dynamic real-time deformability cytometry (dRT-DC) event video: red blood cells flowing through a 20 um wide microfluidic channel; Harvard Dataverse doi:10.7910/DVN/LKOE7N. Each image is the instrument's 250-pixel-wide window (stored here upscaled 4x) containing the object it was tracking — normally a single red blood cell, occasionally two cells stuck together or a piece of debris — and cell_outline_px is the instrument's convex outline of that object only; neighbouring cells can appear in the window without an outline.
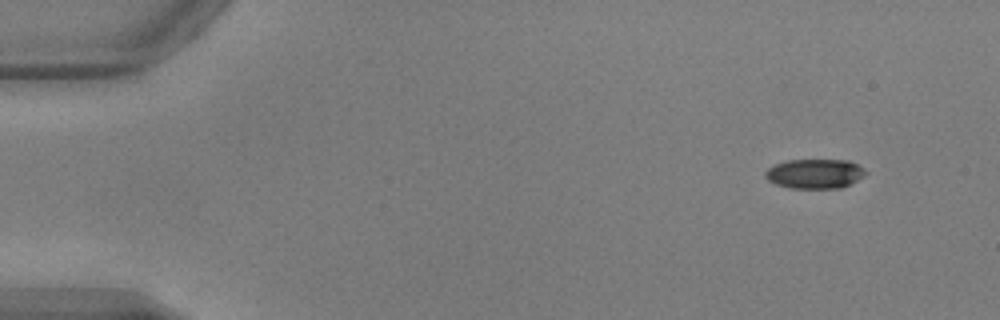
{"species": "common noctule bat (a hibernating species)", "species_latin": "Nyctalus noctula", "temperature_condition": "warm", "stored_images_in_passage": 49, "camera_frame_rate_fps": 3000, "um_per_image_px": 0.085, "animal": {"sex": "male", "body_mass_g": 17.9, "forearm_length_mm": 54.2}, "frame": {"image": 1, "passage_image": 1, "time_ms": 0.0, "image_size_px": [1000, 320], "cell_outline_px": [[868, 172], [864, 176], [840, 188], [792, 188], [776, 184], [768, 180], [764, 176], [764, 172], [772, 164], [788, 160], [848, 160], [864, 168]], "centroid_in_image_um": [69.23, 14.75], "position_along_channel_um": 15.8, "area_um2": 17.28}}
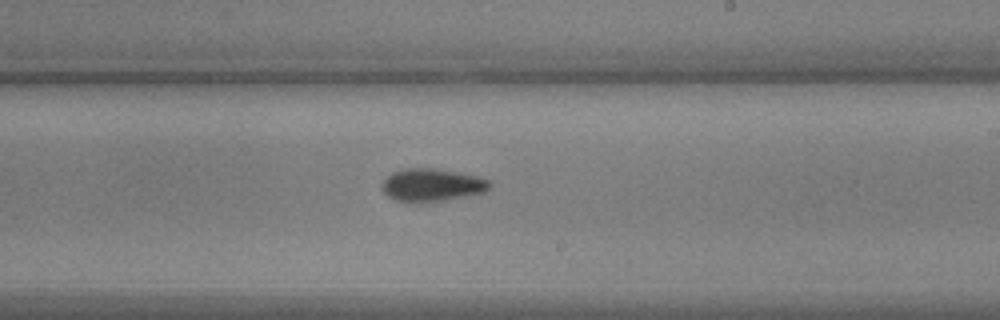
{"frame": {"image": 2, "passage_image": 28, "time_ms": 9.0, "image_size_px": [1000, 320], "cell_outline_px": [[492, 188], [484, 192], [444, 200], [420, 204], [416, 204], [396, 200], [388, 196], [380, 188], [380, 184], [392, 172], [404, 168], [432, 168], [456, 172], [476, 176], [488, 180], [492, 184]], "centroid_in_image_um": [36.67, 15.74], "position_along_channel_um": 252.3, "area_um2": 20.81}}
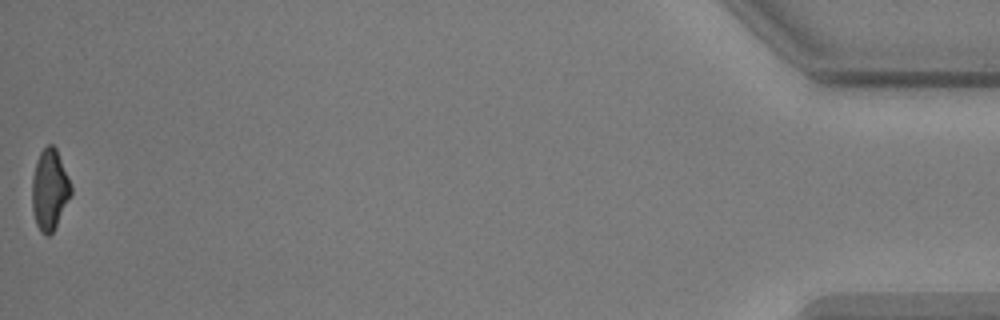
{"frame": {"image": 3, "passage_image": 49, "time_ms": 16.0, "image_size_px": [1000, 320], "cell_outline_px": [[72, 192], [52, 232], [48, 236], [44, 236], [40, 232], [36, 224], [32, 208], [32, 176], [36, 160], [40, 152], [48, 144], [52, 144], [56, 148], [68, 176], [72, 188]], "centroid_in_image_um": [4.2, 16.11], "position_along_channel_um": 431.0, "area_um2": 18.21}, "authors_computed_cell_mechanics": {"area_um2": 19.5942, "velocity_mm_per_s": 3.868, "shape_relaxation_time_tau1_ms": 3.862, "shape_relaxation_time_tau2_ms": 3.9136, "deformation_change_tau1": 0.1325, "deformation_change_tau2": 0.1078}}